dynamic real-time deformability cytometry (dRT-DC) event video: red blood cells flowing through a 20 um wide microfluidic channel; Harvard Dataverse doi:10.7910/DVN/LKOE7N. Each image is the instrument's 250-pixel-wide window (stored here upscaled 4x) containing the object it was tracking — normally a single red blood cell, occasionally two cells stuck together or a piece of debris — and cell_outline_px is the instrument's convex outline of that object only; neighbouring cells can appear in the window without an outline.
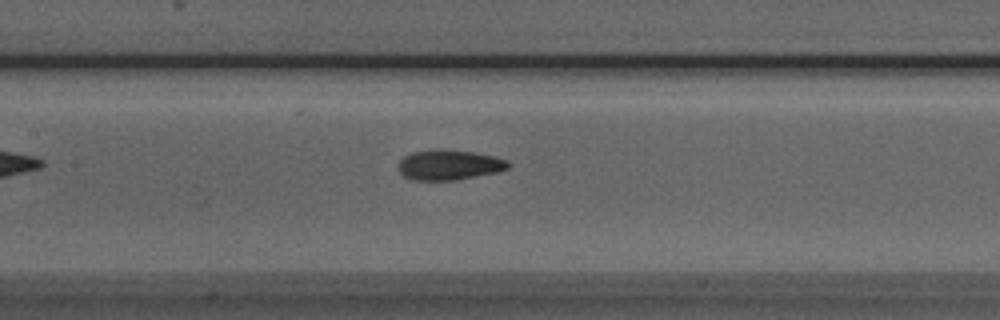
{"species": "Egyptian fruit bat (a non-hibernating species)", "species_latin": "Rousettus aegyptiacus", "temperature_condition": "room temperature", "stored_images_in_passage": 37, "camera_frame_rate_fps": 3000, "um_per_image_px": 0.085, "animal": {"sex": "male"}, "frame": {"image": 1, "passage_image": 9, "time_ms": 2.667, "image_size_px": [1000, 320], "cell_outline_px": [[512, 164], [508, 168], [496, 172], [456, 180], [412, 180], [404, 176], [396, 168], [400, 160], [404, 156], [412, 152], [436, 148], [476, 152], [508, 160]], "centroid_in_image_um": [38.15, 14.0], "position_along_channel_um": 169.2, "area_um2": 19.54}}
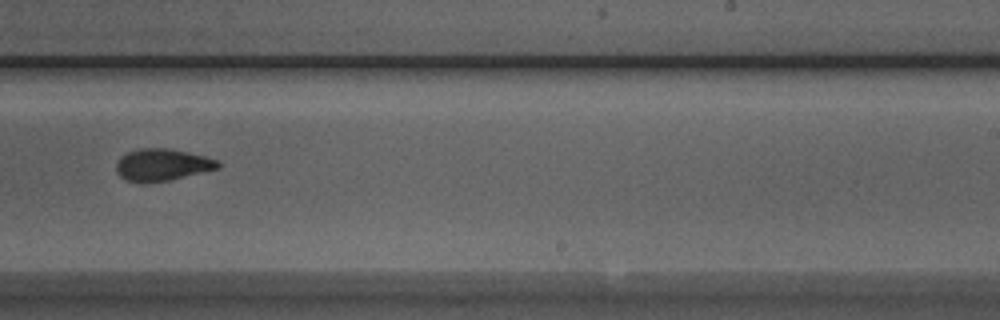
{"frame": {"image": 2, "passage_image": 17, "time_ms": 5.333, "image_size_px": [1000, 320], "cell_outline_px": [[220, 168], [168, 180], [144, 184], [124, 180], [116, 172], [116, 164], [120, 156], [128, 152], [140, 148], [168, 148], [204, 156], [216, 160], [220, 164]], "centroid_in_image_um": [13.73, 14.02], "position_along_channel_um": 275.3, "area_um2": 19.02}}
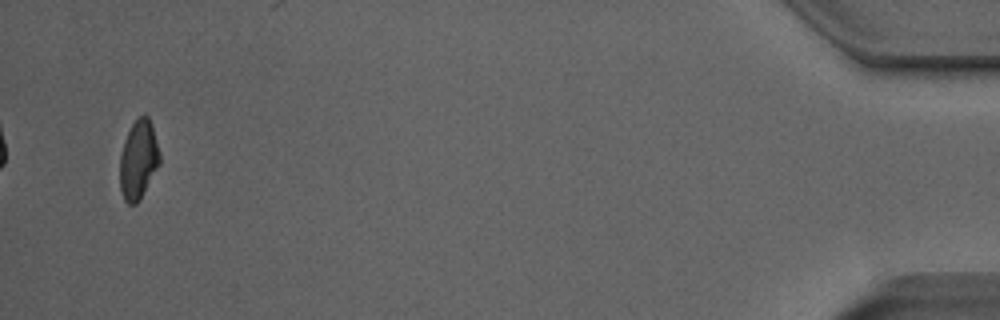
{"frame": {"image": 3, "passage_image": 35, "time_ms": 11.333, "image_size_px": [1000, 320], "cell_outline_px": [[160, 164], [140, 200], [136, 204], [128, 204], [124, 200], [120, 188], [120, 156], [124, 140], [136, 116], [144, 112], [148, 116], [152, 124], [160, 152]], "centroid_in_image_um": [11.78, 13.54], "position_along_channel_um": 423.4, "area_um2": 18.67}, "authors_computed_cell_mechanics": {"area_um2": 19.0162, "velocity_mm_per_s": 3.9883, "shape_relaxation_time_tau1_ms": 7.4693, "shape_relaxation_time_tau2_ms": 2.045, "deformation_change_tau1": 0.1841, "deformation_change_tau2": 0.0802}}